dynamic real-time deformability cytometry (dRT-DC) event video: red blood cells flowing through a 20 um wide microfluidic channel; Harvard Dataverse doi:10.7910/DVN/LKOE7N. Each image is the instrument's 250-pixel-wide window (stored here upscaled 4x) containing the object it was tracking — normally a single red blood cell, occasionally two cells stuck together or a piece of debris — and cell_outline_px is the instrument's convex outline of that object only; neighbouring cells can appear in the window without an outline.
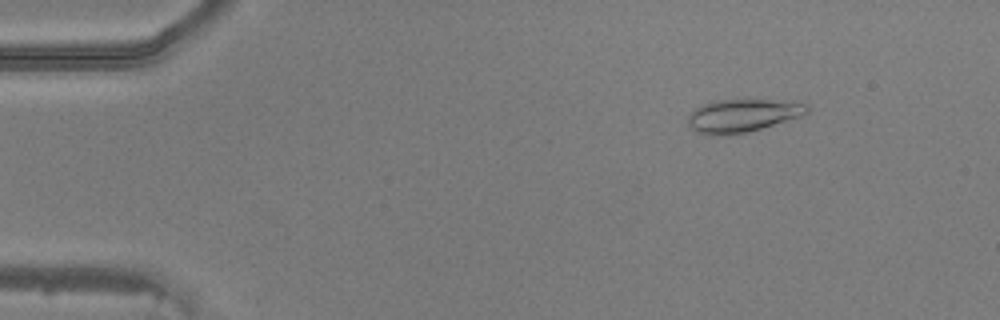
{"species": "common noctule bat (a hibernating species)", "species_latin": "Nyctalus noctula", "temperature_condition": "warm", "stored_images_in_passage": 49, "camera_frame_rate_fps": 3000, "um_per_image_px": 0.085, "animal": {"sex": "male", "body_mass_g": 20.5, "forearm_length_mm": 52.5}, "frame": {"image": 1, "passage_image": 7, "time_ms": 2.0, "image_size_px": [1000, 320], "cell_outline_px": [[808, 112], [800, 116], [748, 132], [728, 136], [708, 136], [696, 132], [688, 124], [688, 116], [696, 108], [704, 104], [716, 100], [768, 100], [808, 104]], "centroid_in_image_um": [63.05, 9.85], "position_along_channel_um": 22.0, "area_um2": 22.72}}
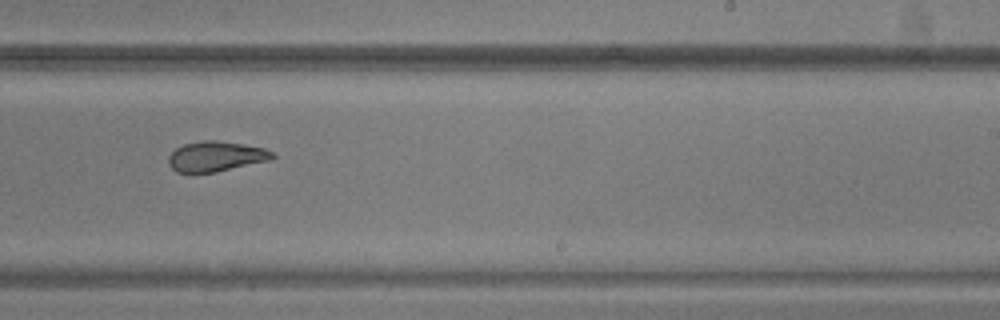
{"frame": {"image": 2, "passage_image": 31, "time_ms": 10.0, "image_size_px": [1000, 320], "cell_outline_px": [[276, 156], [272, 160], [216, 172], [176, 172], [168, 164], [168, 156], [176, 148], [184, 144], [204, 140], [216, 140], [244, 144], [264, 148], [272, 152]], "centroid_in_image_um": [18.37, 13.29], "position_along_channel_um": 270.6, "area_um2": 18.32}}
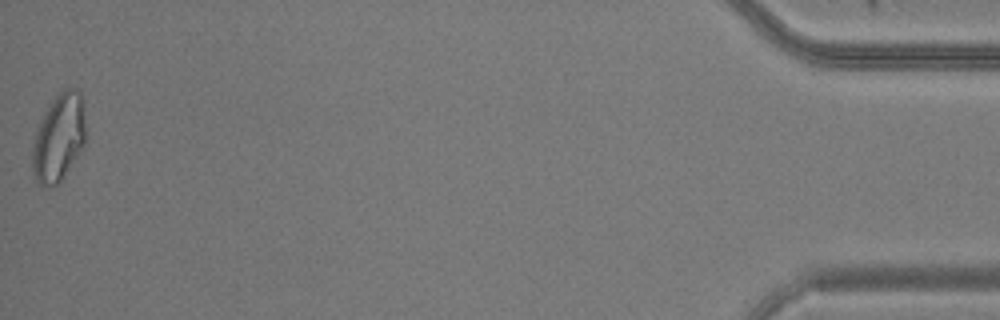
{"frame": {"image": 3, "passage_image": 49, "time_ms": 16.0, "image_size_px": [1000, 320], "cell_outline_px": [[84, 144], [60, 184], [40, 184], [36, 180], [32, 168], [32, 144], [36, 128], [44, 112], [52, 100], [64, 88], [76, 88], [80, 92], [84, 124]], "centroid_in_image_um": [4.96, 11.7], "position_along_channel_um": 430.2, "area_um2": 26.82}}